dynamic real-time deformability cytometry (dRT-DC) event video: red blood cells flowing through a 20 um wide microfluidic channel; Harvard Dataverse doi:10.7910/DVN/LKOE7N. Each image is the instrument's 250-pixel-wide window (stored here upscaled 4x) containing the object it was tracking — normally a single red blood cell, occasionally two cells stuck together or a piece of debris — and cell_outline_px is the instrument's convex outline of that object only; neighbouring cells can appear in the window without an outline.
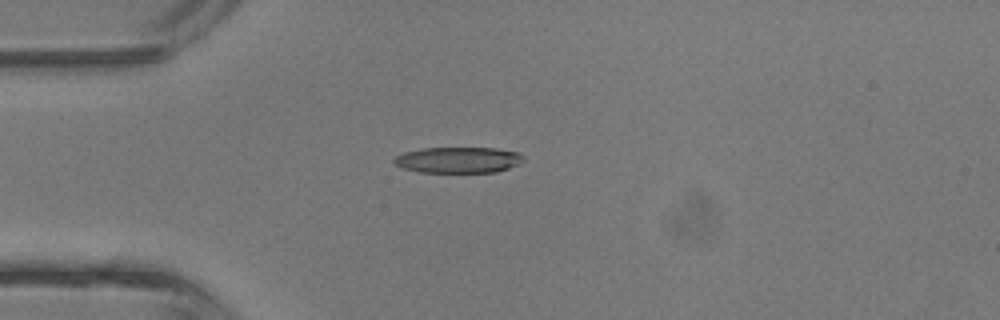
{"species": "common noctule bat (a hibernating species)", "species_latin": "Nyctalus noctula", "temperature_condition": "room temperature", "stored_images_in_passage": 5, "camera_frame_rate_fps": 3000, "um_per_image_px": 0.085, "animal": {"sex": "male", "body_mass_g": 13.3}, "frame": {"image": 1, "passage_image": 4, "time_ms": 3.667, "image_size_px": [1000, 320], "cell_outline_px": [[524, 160], [520, 164], [496, 172], [420, 172], [400, 168], [392, 160], [396, 156], [404, 152], [420, 148], [496, 148], [516, 152], [524, 156]], "centroid_in_image_um": [38.94, 13.59], "position_along_channel_um": 46.1, "area_um2": 19.65}}